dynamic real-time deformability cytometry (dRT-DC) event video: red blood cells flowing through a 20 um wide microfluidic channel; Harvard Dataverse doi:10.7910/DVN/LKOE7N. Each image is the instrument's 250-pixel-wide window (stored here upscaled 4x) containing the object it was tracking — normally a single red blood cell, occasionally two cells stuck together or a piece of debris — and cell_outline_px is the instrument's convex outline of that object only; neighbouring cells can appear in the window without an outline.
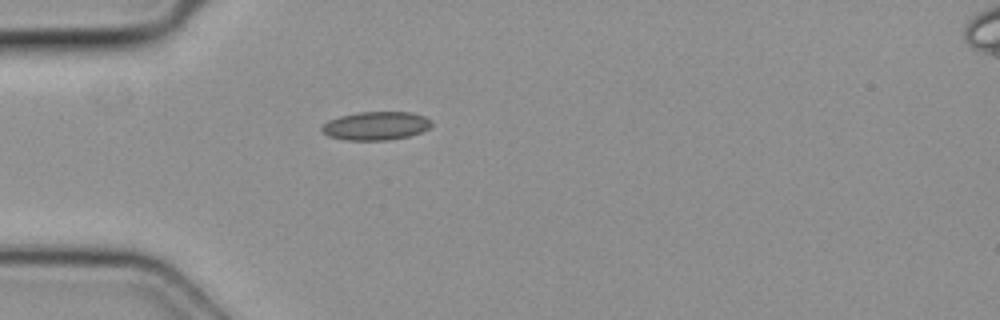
{"species": "common noctule bat (a hibernating species)", "species_latin": "Nyctalus noctula", "temperature_condition": "cold", "stored_images_in_passage": 2, "camera_frame_rate_fps": 3000, "um_per_image_px": 0.085, "animal": {"sex": "female", "body_mass_g": 19.3, "forearm_length_mm": 54.1}, "frame": {"image": 1, "passage_image": 2, "time_ms": 0.333, "image_size_px": [1000, 320], "cell_outline_px": [[432, 124], [428, 128], [420, 132], [408, 136], [388, 140], [344, 140], [328, 136], [320, 128], [328, 120], [340, 116], [356, 112], [412, 112], [424, 116], [432, 120]], "centroid_in_image_um": [31.95, 10.69], "position_along_channel_um": 53.1, "area_um2": 18.21}}